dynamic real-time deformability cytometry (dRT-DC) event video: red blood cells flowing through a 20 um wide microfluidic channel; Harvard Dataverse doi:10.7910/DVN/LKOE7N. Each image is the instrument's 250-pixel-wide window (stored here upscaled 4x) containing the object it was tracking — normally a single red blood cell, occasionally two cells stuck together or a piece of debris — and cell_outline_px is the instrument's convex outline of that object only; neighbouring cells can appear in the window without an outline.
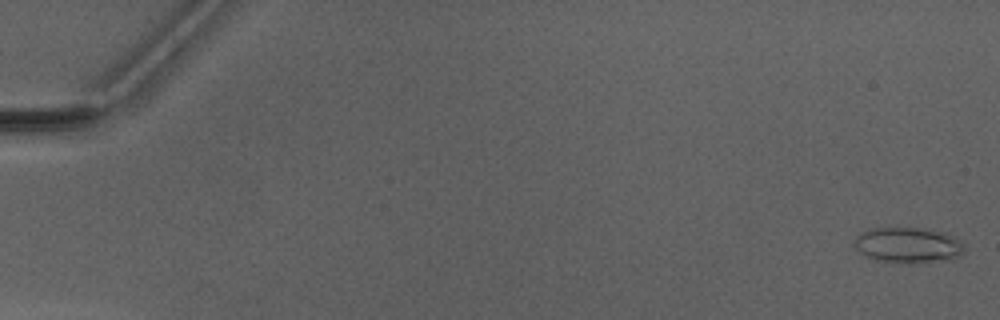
{"species": "Egyptian fruit bat (a non-hibernating species)", "species_latin": "Rousettus aegyptiacus", "temperature_condition": "warm", "stored_images_in_passage": 50, "camera_frame_rate_fps": 3000, "um_per_image_px": 0.085, "animal": {"sex": "male"}, "frame": {"image": 1, "passage_image": 1, "time_ms": 0.0, "image_size_px": [1000, 320], "cell_outline_px": [[964, 248], [960, 256], [948, 260], [916, 264], [912, 264], [876, 260], [860, 252], [852, 244], [856, 236], [860, 232], [868, 228], [928, 228], [944, 232], [960, 240], [964, 244]], "centroid_in_image_um": [77.19, 20.84], "position_along_channel_um": 7.8, "area_um2": 23.24}}
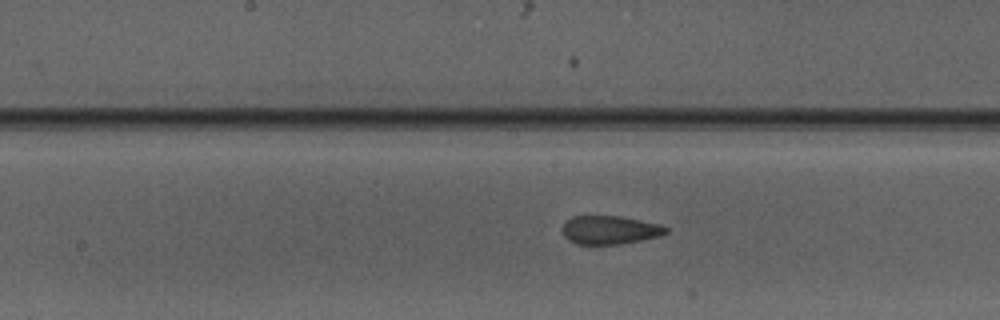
{"frame": {"image": 2, "passage_image": 27, "time_ms": 8.667, "image_size_px": [1000, 320], "cell_outline_px": [[668, 232], [660, 236], [620, 244], [576, 244], [568, 240], [564, 236], [564, 224], [572, 216], [620, 216], [660, 224], [668, 228]], "centroid_in_image_um": [51.85, 19.55], "position_along_channel_um": 196.3, "area_um2": 17.05}}
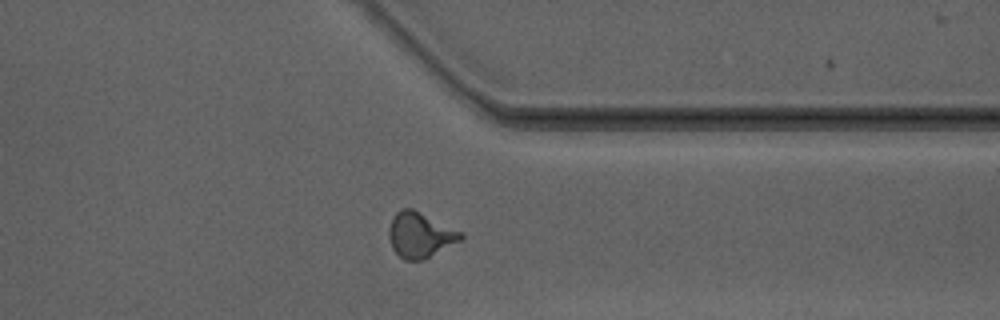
{"frame": {"image": 3, "passage_image": 40, "time_ms": 13.0, "image_size_px": [1000, 320], "cell_outline_px": [[464, 236], [460, 240], [424, 260], [404, 260], [392, 248], [388, 236], [388, 228], [392, 216], [400, 208], [412, 208], [464, 232]], "centroid_in_image_um": [35.69, 19.95], "position_along_channel_um": 375.7, "area_um2": 19.13}, "authors_computed_cell_mechanics": {"area_um2": 17.7735, "velocity_mm_per_s": 4.1932, "shape_relaxation_time_tau1_ms": 11.0253, "shape_relaxation_time_tau2_ms": 0.827, "deformation_change_tau1": 0.2747, "deformation_change_tau2": 0.083}}